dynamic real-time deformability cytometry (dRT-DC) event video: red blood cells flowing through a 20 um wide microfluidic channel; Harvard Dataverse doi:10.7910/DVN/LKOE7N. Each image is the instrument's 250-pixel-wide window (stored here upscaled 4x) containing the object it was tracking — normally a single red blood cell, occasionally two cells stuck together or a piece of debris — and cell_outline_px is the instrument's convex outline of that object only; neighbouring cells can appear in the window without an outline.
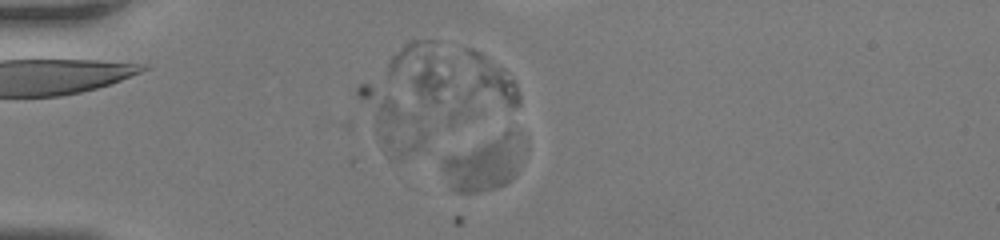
{"species": "human", "species_latin": "Homo sapiens", "temperature_condition": "room temperature", "stored_images_in_passage": 5, "camera_frame_rate_fps": 3000, "um_per_image_px": 0.085, "donor": {"sex": "female"}, "frame": {"image": 1, "passage_image": 5, "time_ms": 1.333, "image_size_px": [1000, 240], "cell_outline_px": [[516, 172], [504, 184], [496, 188], [476, 192], [456, 192], [452, 188], [440, 160], [444, 156], [504, 132], [508, 132]], "centroid_in_image_um": [40.87, 14.04], "position_along_channel_um": 44.1, "area_um2": 22.37}}